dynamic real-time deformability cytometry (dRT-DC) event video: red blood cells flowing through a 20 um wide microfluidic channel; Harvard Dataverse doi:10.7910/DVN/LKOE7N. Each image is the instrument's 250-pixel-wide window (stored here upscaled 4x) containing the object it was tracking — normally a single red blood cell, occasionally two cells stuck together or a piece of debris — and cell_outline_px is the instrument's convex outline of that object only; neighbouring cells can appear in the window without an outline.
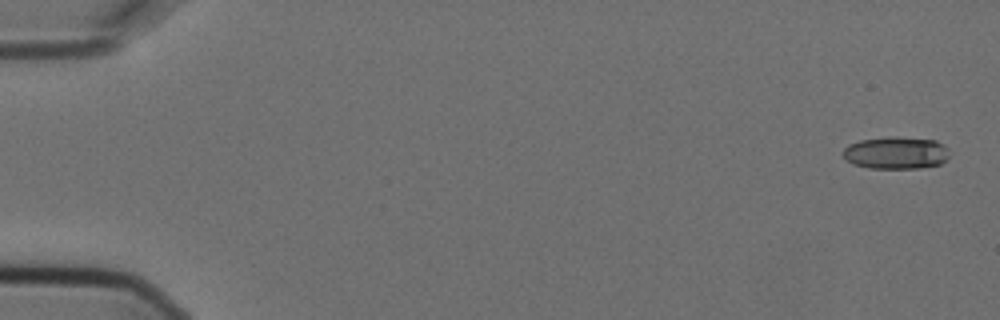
{"species": "Egyptian fruit bat (a non-hibernating species)", "species_latin": "Rousettus aegyptiacus", "temperature_condition": "cold", "stored_images_in_passage": 6, "camera_frame_rate_fps": 3000, "um_per_image_px": 0.085, "animal": {"sex": "female"}, "frame": {"image": 1, "passage_image": 1, "time_ms": 0.0, "image_size_px": [1000, 320], "cell_outline_px": [[948, 156], [940, 164], [920, 168], [868, 168], [852, 164], [844, 156], [844, 148], [848, 144], [860, 140], [892, 136], [896, 136], [936, 140], [944, 144], [948, 148]], "centroid_in_image_um": [76.17, 12.98], "position_along_channel_um": 8.8, "area_um2": 20.11}}
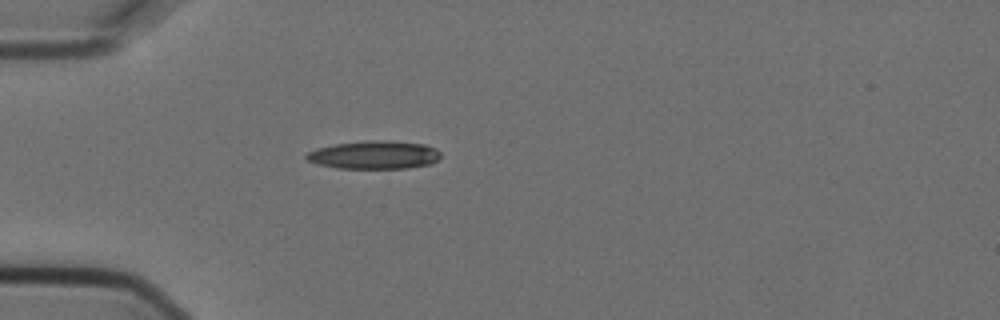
{"frame": {"image": 2, "passage_image": 5, "time_ms": 1.333, "image_size_px": [1000, 320], "cell_outline_px": [[440, 156], [432, 164], [408, 168], [336, 168], [316, 164], [308, 160], [304, 156], [308, 152], [316, 148], [336, 144], [364, 140], [388, 140], [424, 144], [436, 148], [440, 152]], "centroid_in_image_um": [31.81, 13.16], "position_along_channel_um": 53.2, "area_um2": 22.2}}